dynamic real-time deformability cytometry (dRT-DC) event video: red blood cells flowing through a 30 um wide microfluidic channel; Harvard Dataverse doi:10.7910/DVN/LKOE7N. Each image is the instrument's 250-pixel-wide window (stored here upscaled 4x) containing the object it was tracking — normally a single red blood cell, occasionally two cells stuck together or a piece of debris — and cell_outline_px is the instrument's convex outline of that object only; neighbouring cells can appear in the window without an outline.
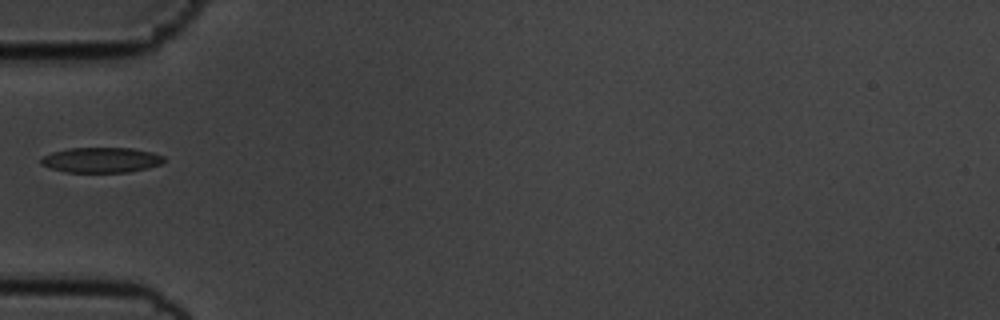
{"species": "common noctule bat (a hibernating species)", "species_latin": "Nyctalus noctula", "temperature_condition": "cold", "stored_images_in_passage": 38, "camera_frame_rate_fps": 3000, "um_per_image_px": 0.085, "animal": {"sex": "male", "body_mass_g": 19.5, "forearm_length_mm": 54.6}, "frame": {"image": 1, "passage_image": 1, "time_ms": 0.0, "image_size_px": [1000, 320], "cell_outline_px": [[164, 160], [160, 164], [148, 168], [128, 172], [64, 172], [40, 164], [40, 160], [44, 156], [52, 152], [68, 148], [132, 148], [152, 152], [164, 156]], "centroid_in_image_um": [8.6, 13.6], "position_along_channel_um": 76.4, "area_um2": 18.03}}
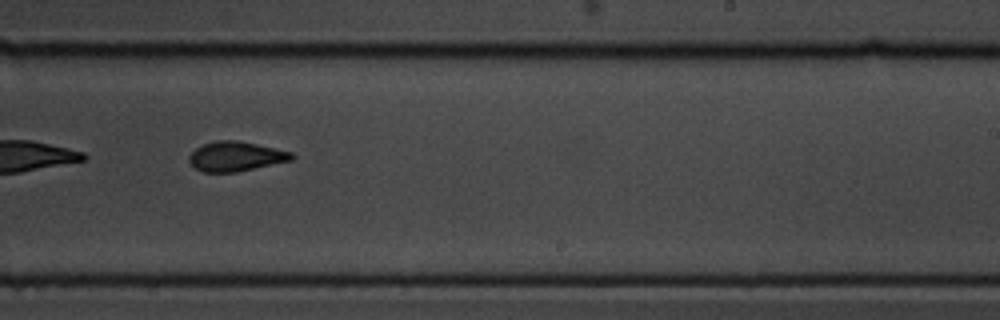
{"frame": {"image": 2, "passage_image": 17, "time_ms": 5.333, "image_size_px": [1000, 320], "cell_outline_px": [[296, 156], [292, 160], [236, 172], [204, 172], [196, 168], [188, 160], [188, 156], [196, 148], [204, 144], [216, 140], [236, 140], [256, 144], [292, 152]], "centroid_in_image_um": [20.04, 13.29], "position_along_channel_um": 269.0, "area_um2": 17.57}}
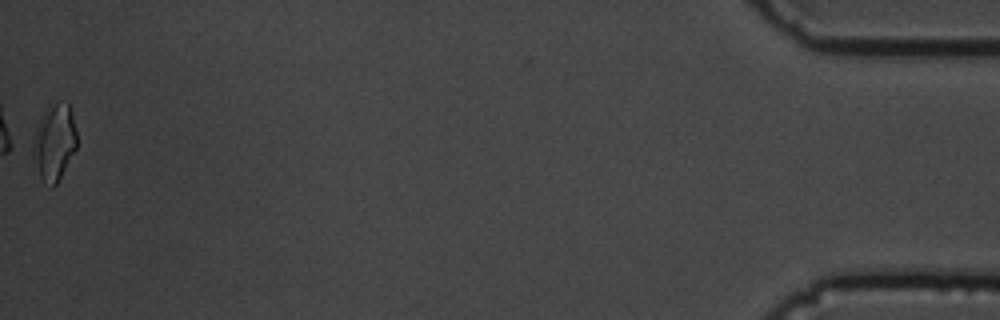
{"frame": {"image": 3, "passage_image": 38, "time_ms": 12.333, "image_size_px": [1000, 320], "cell_outline_px": [[76, 148], [56, 184], [52, 188], [48, 188], [40, 176], [24, 144], [40, 116], [56, 100], [68, 100], [76, 132]], "centroid_in_image_um": [4.48, 12.07], "position_along_channel_um": 430.7, "area_um2": 20.92}}